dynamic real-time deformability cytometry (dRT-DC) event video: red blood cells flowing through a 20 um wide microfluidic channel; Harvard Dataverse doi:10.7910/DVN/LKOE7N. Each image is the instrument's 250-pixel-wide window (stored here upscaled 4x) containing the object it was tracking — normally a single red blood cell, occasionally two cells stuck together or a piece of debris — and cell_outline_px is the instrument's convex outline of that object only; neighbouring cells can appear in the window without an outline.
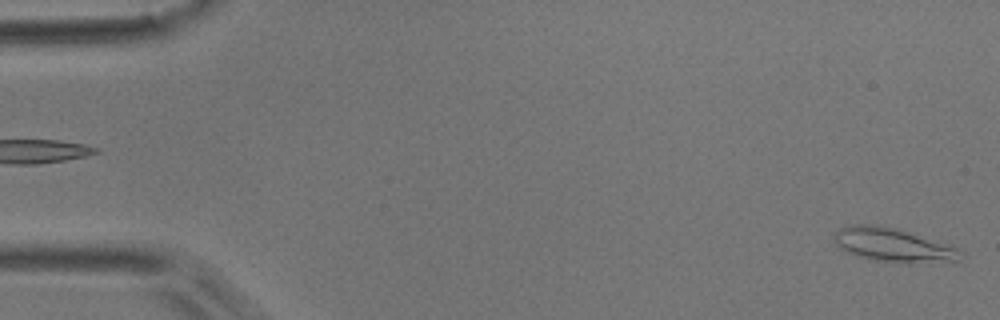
{"species": "common noctule bat (a hibernating species)", "species_latin": "Nyctalus noctula", "temperature_condition": "room temperature", "stored_images_in_passage": 53, "camera_frame_rate_fps": 3000, "um_per_image_px": 0.085, "animal": {"sex": "male", "body_mass_g": 17.9}, "frame": {"image": 1, "passage_image": 2, "time_ms": 0.333, "image_size_px": [1000, 320], "cell_outline_px": [[960, 260], [908, 264], [868, 260], [856, 256], [840, 248], [836, 244], [832, 236], [832, 232], [840, 228], [852, 224], [872, 224], [896, 228], [952, 244], [956, 248]], "centroid_in_image_um": [75.85, 20.82], "position_along_channel_um": 9.1, "area_um2": 25.32}}
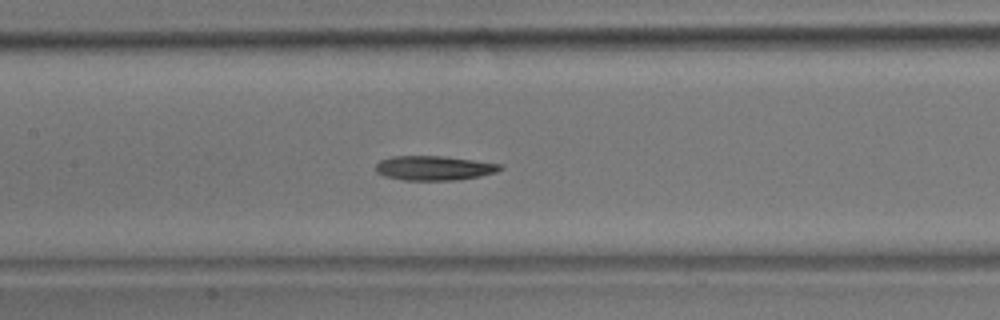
{"frame": {"image": 2, "passage_image": 25, "time_ms": 8.0, "image_size_px": [1000, 320], "cell_outline_px": [[504, 168], [496, 172], [480, 176], [456, 180], [404, 180], [384, 176], [376, 172], [376, 164], [380, 160], [392, 156], [444, 156], [504, 164]], "centroid_in_image_um": [36.92, 14.28], "position_along_channel_um": 170.5, "area_um2": 17.86}}
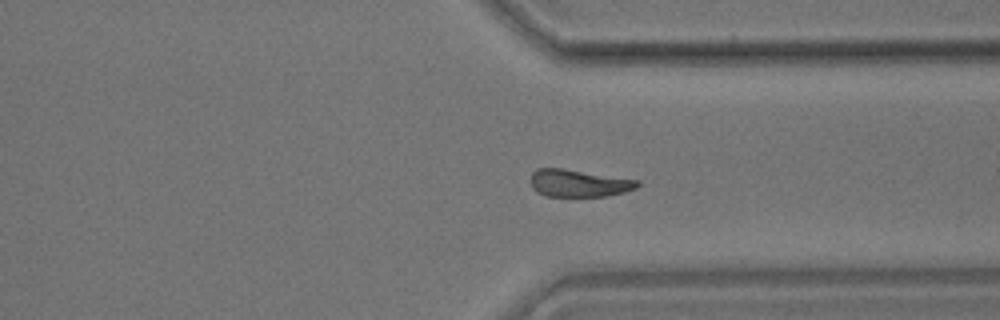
{"frame": {"image": 3, "passage_image": 40, "time_ms": 13.0, "image_size_px": [1000, 320], "cell_outline_px": [[640, 184], [636, 188], [624, 192], [608, 196], [544, 196], [536, 192], [532, 188], [528, 180], [532, 172], [536, 168], [564, 168], [640, 180]], "centroid_in_image_um": [49.15, 15.56], "position_along_channel_um": 362.3, "area_um2": 17.4}, "authors_computed_cell_mechanics": {"area_um2": 18.3226, "velocity_mm_per_s": 3.8337, "shape_relaxation_time_tau1_ms": null, "shape_relaxation_time_tau2_ms": 5.8363, "deformation_change_tau1": null, "deformation_change_tau2": 0.1409}}